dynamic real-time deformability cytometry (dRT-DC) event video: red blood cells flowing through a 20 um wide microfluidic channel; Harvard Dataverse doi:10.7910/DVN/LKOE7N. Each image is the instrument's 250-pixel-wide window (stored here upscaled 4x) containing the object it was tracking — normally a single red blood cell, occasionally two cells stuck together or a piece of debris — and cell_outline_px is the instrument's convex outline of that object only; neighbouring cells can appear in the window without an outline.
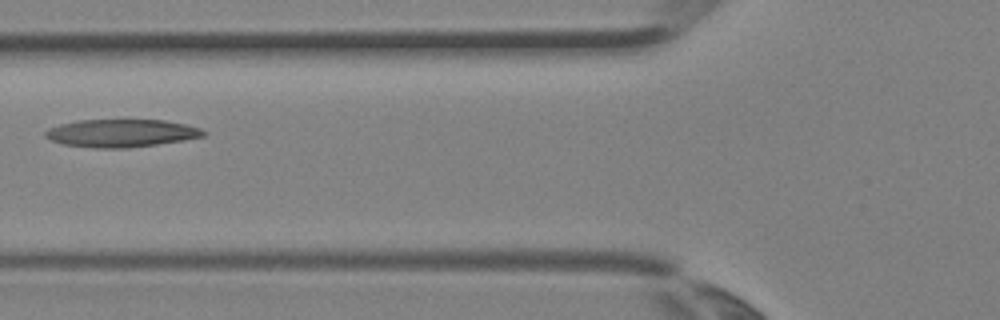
{"species": "Egyptian fruit bat (a non-hibernating species)", "species_latin": "Rousettus aegyptiacus", "temperature_condition": "room temperature", "stored_images_in_passage": 4, "camera_frame_rate_fps": 3000, "um_per_image_px": 0.085, "animal": {"sex": "female"}, "frame": {"image": 1, "passage_image": 4, "time_ms": 1.0, "image_size_px": [1000, 320], "cell_outline_px": [[208, 132], [204, 136], [184, 140], [128, 148], [92, 148], [64, 144], [52, 140], [44, 136], [44, 132], [48, 128], [60, 124], [76, 120], [124, 116], [164, 120], [184, 124], [200, 128]], "centroid_in_image_um": [10.3, 11.26], "position_along_channel_um": 115.5, "area_um2": 26.88}}